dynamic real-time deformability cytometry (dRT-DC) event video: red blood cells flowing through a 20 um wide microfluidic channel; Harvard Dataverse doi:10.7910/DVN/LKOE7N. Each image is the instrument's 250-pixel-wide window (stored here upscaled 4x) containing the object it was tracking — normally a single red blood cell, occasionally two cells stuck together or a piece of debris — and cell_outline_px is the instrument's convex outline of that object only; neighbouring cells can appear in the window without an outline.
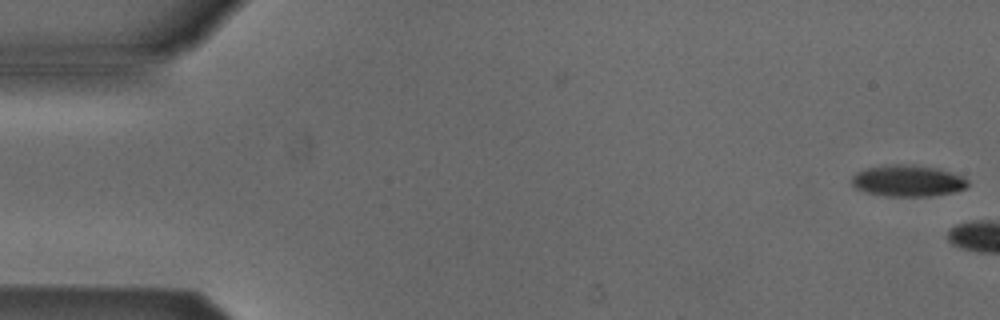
{"species": "Egyptian fruit bat (a non-hibernating species)", "species_latin": "Rousettus aegyptiacus", "temperature_condition": "cold", "stored_images_in_passage": 5, "camera_frame_rate_fps": 3000, "um_per_image_px": 0.085, "animal": {"sex": "male"}, "frame": {"image": 1, "passage_image": 1, "time_ms": 0.0, "image_size_px": [1000, 320], "cell_outline_px": [[968, 184], [964, 188], [956, 192], [932, 196], [884, 196], [864, 192], [856, 188], [852, 184], [852, 176], [856, 172], [864, 168], [892, 164], [912, 164], [940, 168], [964, 176], [968, 180]], "centroid_in_image_um": [77.17, 15.36], "position_along_channel_um": 7.8, "area_um2": 21.68}}